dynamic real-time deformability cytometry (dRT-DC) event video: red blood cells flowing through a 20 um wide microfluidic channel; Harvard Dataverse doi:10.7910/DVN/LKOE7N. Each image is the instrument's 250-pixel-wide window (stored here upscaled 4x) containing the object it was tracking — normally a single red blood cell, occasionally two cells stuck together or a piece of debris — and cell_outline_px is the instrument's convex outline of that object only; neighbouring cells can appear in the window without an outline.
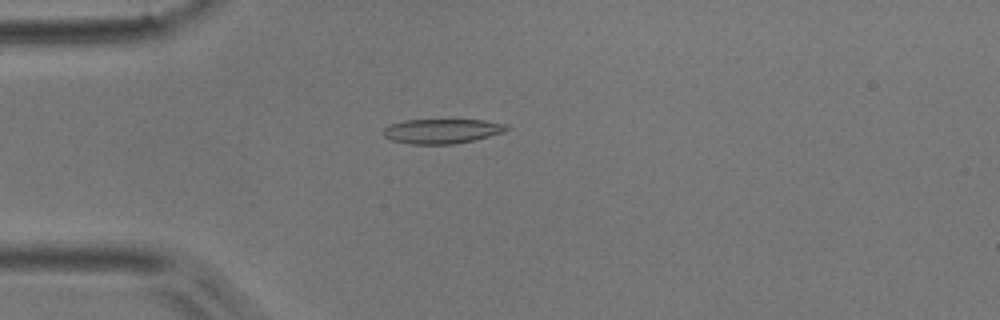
{"species": "common noctule bat (a hibernating species)", "species_latin": "Nyctalus noctula", "temperature_condition": "room temperature", "stored_images_in_passage": 2, "camera_frame_rate_fps": 3000, "um_per_image_px": 0.085, "animal": {"sex": "male", "body_mass_g": 17.9}, "frame": {"image": 1, "passage_image": 1, "time_ms": 0.0, "image_size_px": [1000, 320], "cell_outline_px": [[512, 128], [504, 132], [456, 144], [412, 144], [392, 140], [384, 136], [380, 132], [388, 124], [404, 120], [484, 120], [508, 124]], "centroid_in_image_um": [37.56, 11.14], "position_along_channel_um": 47.4, "area_um2": 17.86}}